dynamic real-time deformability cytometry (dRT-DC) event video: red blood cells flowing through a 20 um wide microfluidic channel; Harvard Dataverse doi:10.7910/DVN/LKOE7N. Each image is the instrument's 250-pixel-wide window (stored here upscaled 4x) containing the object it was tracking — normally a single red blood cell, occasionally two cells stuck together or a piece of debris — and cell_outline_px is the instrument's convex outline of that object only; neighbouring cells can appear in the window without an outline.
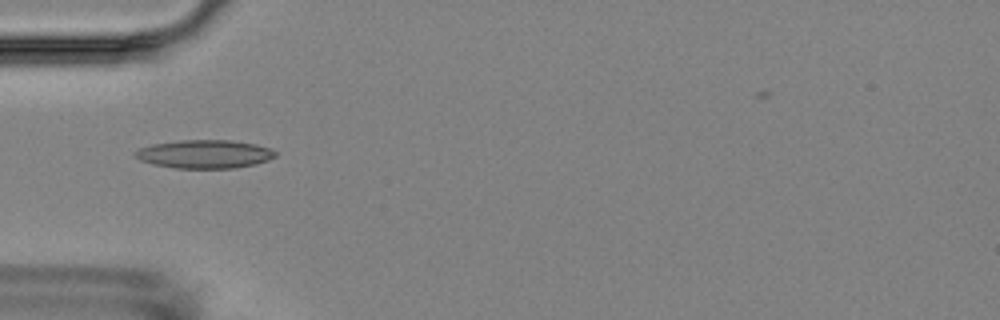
{"species": "Egyptian fruit bat (a non-hibernating species)", "species_latin": "Rousettus aegyptiacus", "temperature_condition": "room temperature", "stored_images_in_passage": 8, "camera_frame_rate_fps": 3000, "um_per_image_px": 0.085, "animal": {"sex": "female"}, "frame": {"image": 1, "passage_image": 2, "time_ms": 1.0, "image_size_px": [1000, 320], "cell_outline_px": [[276, 156], [268, 160], [256, 164], [236, 168], [172, 168], [152, 164], [140, 160], [132, 156], [132, 152], [140, 148], [152, 144], [180, 140], [232, 140], [256, 144], [268, 148], [276, 152]], "centroid_in_image_um": [17.35, 13.1], "position_along_channel_um": 67.7, "area_um2": 23.41}}
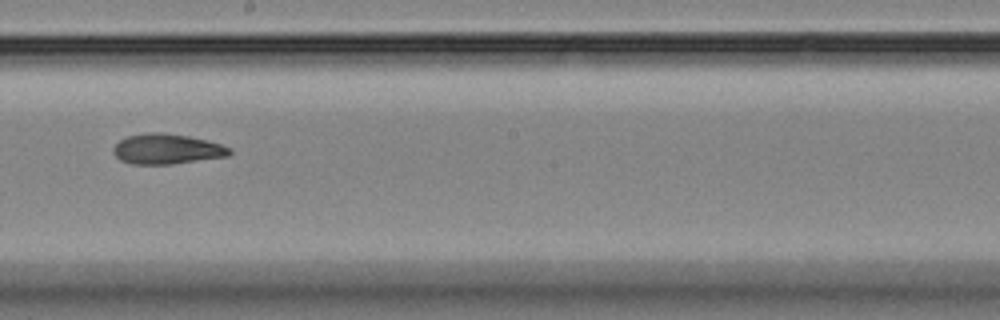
{"frame": {"image": 2, "passage_image": 6, "time_ms": 5.667, "image_size_px": [1000, 320], "cell_outline_px": [[232, 152], [228, 156], [168, 164], [132, 164], [120, 160], [112, 152], [112, 148], [120, 140], [128, 136], [148, 132], [160, 132], [188, 136], [208, 140], [232, 148]], "centroid_in_image_um": [14.18, 12.66], "position_along_channel_um": 234.0, "area_um2": 20.4}}
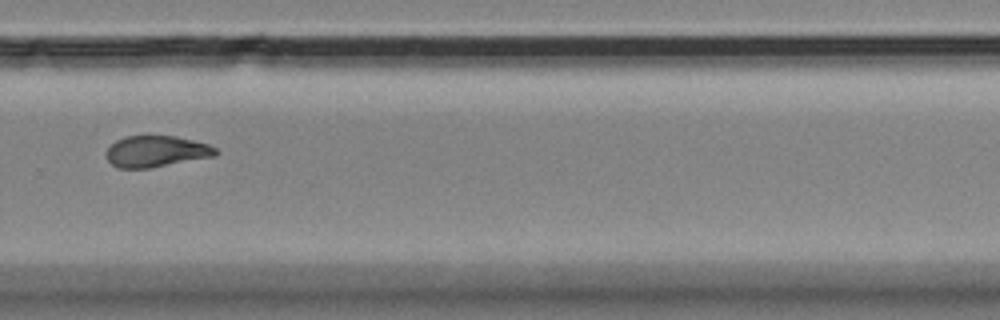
{"frame": {"image": 3, "passage_image": 8, "time_ms": 8.0, "image_size_px": [1000, 320], "cell_outline_px": [[220, 152], [216, 156], [148, 168], [120, 168], [112, 164], [108, 160], [104, 152], [116, 140], [124, 136], [176, 136], [208, 144], [216, 148]], "centroid_in_image_um": [13.28, 12.86], "position_along_channel_um": 316.5, "area_um2": 19.94}}